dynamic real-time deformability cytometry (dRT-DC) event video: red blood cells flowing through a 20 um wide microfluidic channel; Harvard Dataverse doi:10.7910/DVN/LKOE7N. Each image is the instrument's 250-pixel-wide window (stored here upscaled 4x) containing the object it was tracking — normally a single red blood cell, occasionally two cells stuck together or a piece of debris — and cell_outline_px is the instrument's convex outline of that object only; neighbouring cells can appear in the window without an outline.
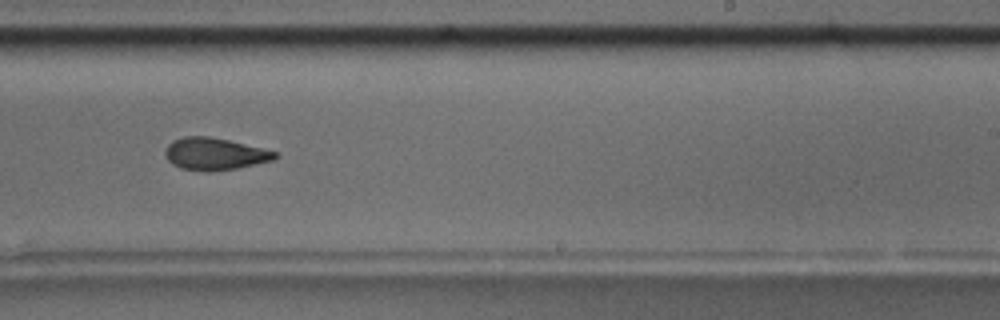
{"species": "common noctule bat (a hibernating species)", "species_latin": "Nyctalus noctula", "temperature_condition": "room temperature", "stored_images_in_passage": 13, "camera_frame_rate_fps": 3000, "um_per_image_px": 0.085, "animal": {"sex": "male", "body_mass_g": 17.5, "forearm_length_mm": 52.3}, "frame": {"image": 1, "passage_image": 11, "time_ms": 12.667, "image_size_px": [1000, 320], "cell_outline_px": [[280, 156], [276, 160], [236, 168], [208, 172], [180, 168], [172, 164], [168, 160], [164, 152], [168, 144], [172, 140], [184, 136], [208, 136], [228, 140], [280, 152]], "centroid_in_image_um": [18.28, 13.08], "position_along_channel_um": 270.7, "area_um2": 20.81}}